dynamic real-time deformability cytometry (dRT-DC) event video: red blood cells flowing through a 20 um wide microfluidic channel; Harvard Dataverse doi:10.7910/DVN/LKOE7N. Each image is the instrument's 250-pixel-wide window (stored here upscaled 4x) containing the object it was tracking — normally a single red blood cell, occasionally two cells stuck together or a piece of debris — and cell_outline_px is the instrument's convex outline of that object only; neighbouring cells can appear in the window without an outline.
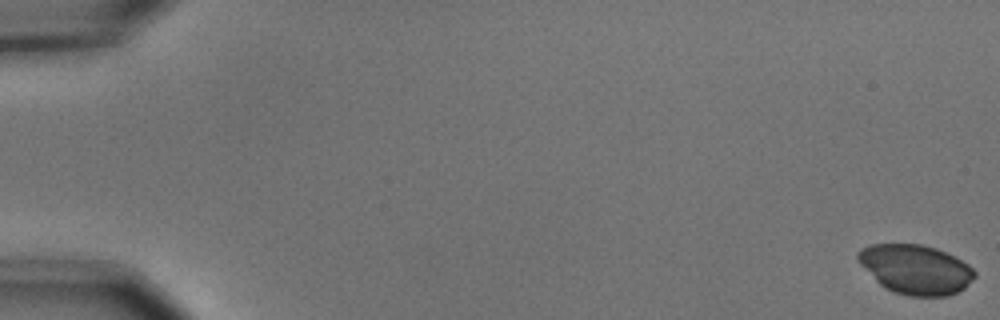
{"species": "common noctule bat (a hibernating species)", "species_latin": "Nyctalus noctula", "temperature_condition": "cold", "stored_images_in_passage": 20, "camera_frame_rate_fps": 3000, "um_per_image_px": 0.085, "animal": {"sex": "male", "body_mass_g": 15.6}, "frame": {"image": 1, "passage_image": 1, "time_ms": 0.0, "image_size_px": [1000, 320], "cell_outline_px": [[976, 276], [964, 288], [948, 296], [908, 296], [884, 288], [856, 260], [856, 252], [860, 248], [868, 244], [920, 244], [936, 248], [956, 256], [968, 264], [976, 272]], "centroid_in_image_um": [77.81, 22.88], "position_along_channel_um": 7.2, "area_um2": 33.81}}
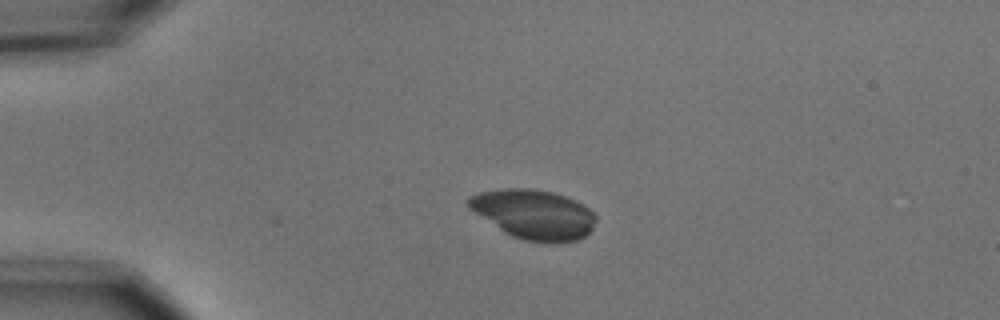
{"frame": {"image": 2, "passage_image": 14, "time_ms": 4.333, "image_size_px": [1000, 320], "cell_outline_px": [[596, 220], [592, 228], [584, 236], [576, 240], [524, 240], [512, 236], [504, 232], [468, 208], [468, 196], [480, 192], [504, 188], [528, 188], [552, 192], [576, 200], [588, 208], [596, 216]], "centroid_in_image_um": [45.34, 18.17], "position_along_channel_um": 39.7, "area_um2": 35.95}}